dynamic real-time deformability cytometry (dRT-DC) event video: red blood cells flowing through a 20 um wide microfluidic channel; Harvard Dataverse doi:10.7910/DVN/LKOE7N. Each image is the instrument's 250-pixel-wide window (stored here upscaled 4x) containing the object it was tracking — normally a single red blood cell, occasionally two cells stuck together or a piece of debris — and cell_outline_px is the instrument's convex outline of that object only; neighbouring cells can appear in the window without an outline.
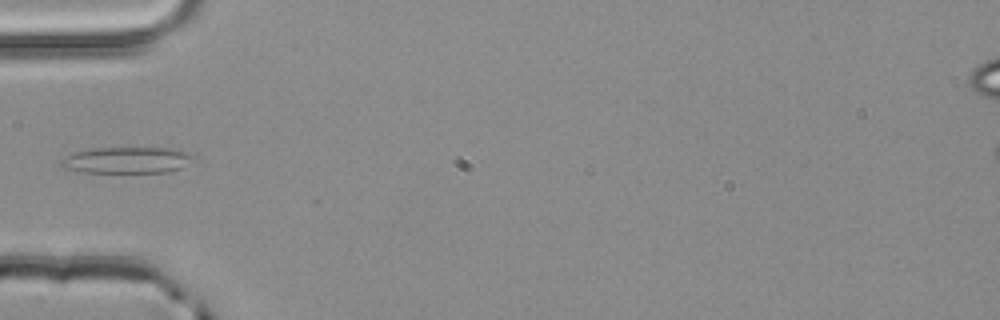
{"species": "common noctule bat (a hibernating species)", "species_latin": "Nyctalus noctula", "temperature_condition": "room temperature", "stored_images_in_passage": 1, "camera_frame_rate_fps": 3000, "um_per_image_px": 0.085, "animal": {"sex": "male", "body_mass_g": 20.4}, "frame": {"image": 1, "passage_image": 1, "time_ms": 0.0, "image_size_px": [1000, 320], "cell_outline_px": [[196, 156], [180, 168], [168, 172], [84, 172], [60, 168], [60, 160], [76, 152], [96, 148], [168, 148], [184, 152]], "centroid_in_image_um": [10.74, 13.62], "position_along_channel_um": 74.3, "area_um2": 19.94}}